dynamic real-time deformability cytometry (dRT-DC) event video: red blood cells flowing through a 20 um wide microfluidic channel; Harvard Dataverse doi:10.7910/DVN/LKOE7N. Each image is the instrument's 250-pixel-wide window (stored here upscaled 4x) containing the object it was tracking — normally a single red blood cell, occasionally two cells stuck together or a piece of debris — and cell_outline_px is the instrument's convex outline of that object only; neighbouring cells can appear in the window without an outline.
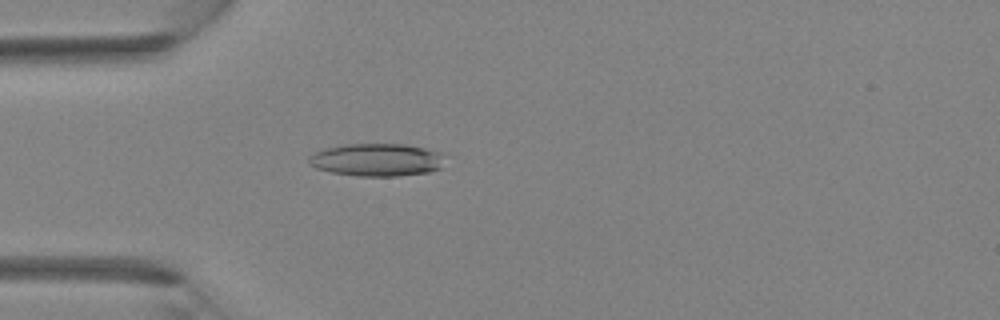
{"species": "Egyptian fruit bat (a non-hibernating species)", "species_latin": "Rousettus aegyptiacus", "temperature_condition": "room temperature", "stored_images_in_passage": 38, "camera_frame_rate_fps": 3000, "um_per_image_px": 0.085, "animal": {"sex": "female"}, "frame": {"image": 1, "passage_image": 10, "time_ms": 3.0, "image_size_px": [1000, 320], "cell_outline_px": [[444, 156], [440, 168], [428, 172], [400, 176], [356, 176], [332, 172], [316, 168], [308, 160], [308, 156], [316, 152], [328, 148], [344, 144], [404, 144], [444, 152]], "centroid_in_image_um": [32.06, 13.58], "position_along_channel_um": 52.9, "area_um2": 25.89}}
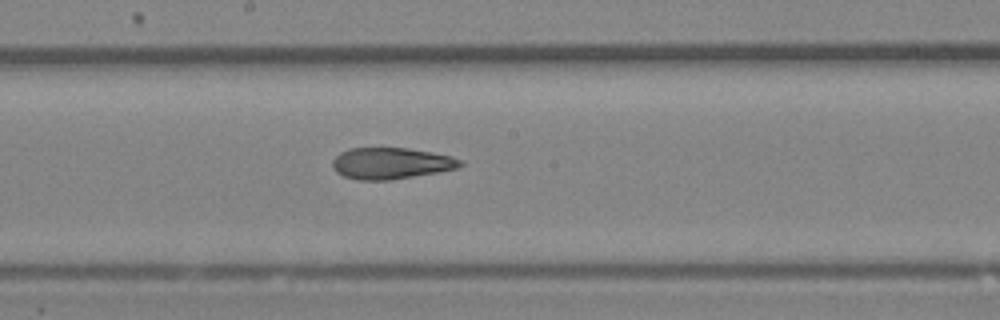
{"frame": {"image": 2, "passage_image": 20, "time_ms": 6.333, "image_size_px": [1000, 320], "cell_outline_px": [[464, 164], [456, 168], [440, 172], [392, 180], [356, 180], [344, 176], [336, 172], [332, 168], [332, 160], [340, 152], [348, 148], [408, 148], [432, 152], [452, 156], [464, 160]], "centroid_in_image_um": [33.25, 13.88], "position_along_channel_um": 215.0, "area_um2": 23.7}}
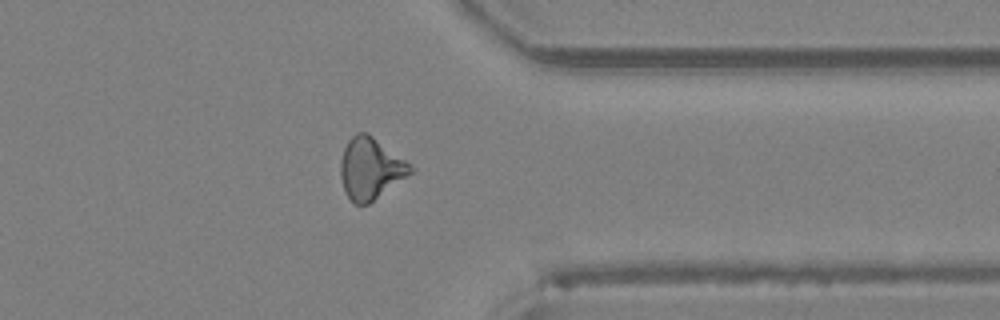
{"frame": {"image": 3, "passage_image": 30, "time_ms": 9.667, "image_size_px": [1000, 320], "cell_outline_px": [[416, 168], [412, 172], [368, 204], [356, 204], [348, 196], [344, 188], [340, 176], [340, 160], [344, 148], [348, 140], [356, 132], [368, 132]], "centroid_in_image_um": [31.48, 14.29], "position_along_channel_um": 379.9, "area_um2": 24.8}}